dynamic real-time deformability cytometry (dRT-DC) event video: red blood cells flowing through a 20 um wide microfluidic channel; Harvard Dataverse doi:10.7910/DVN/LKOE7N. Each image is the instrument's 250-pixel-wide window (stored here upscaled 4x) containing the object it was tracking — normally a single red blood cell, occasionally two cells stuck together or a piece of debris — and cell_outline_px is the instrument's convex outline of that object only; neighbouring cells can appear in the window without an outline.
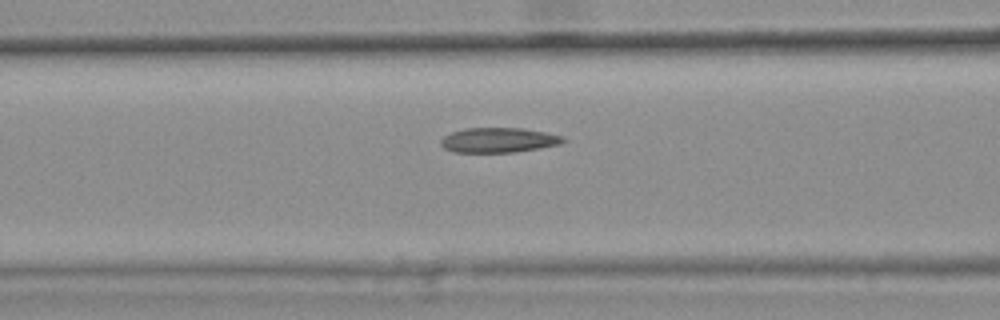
{"species": "common noctule bat (a hibernating species)", "species_latin": "Nyctalus noctula", "temperature_condition": "warm", "stored_images_in_passage": 50, "camera_frame_rate_fps": 3000, "um_per_image_px": 0.085, "animal": {"sex": "female", "body_mass_g": 25.1}, "frame": {"image": 1, "passage_image": 22, "time_ms": 7.0, "image_size_px": [1000, 320], "cell_outline_px": [[568, 140], [560, 144], [540, 148], [512, 152], [452, 152], [444, 148], [440, 144], [440, 140], [444, 136], [452, 132], [464, 128], [524, 128], [564, 136]], "centroid_in_image_um": [42.39, 11.9], "position_along_channel_um": 124.2, "area_um2": 17.8}, "authors_computed_cell_mechanics": {"area_um2": 17.918, "velocity_mm_per_s": 3.7088, "shape_relaxation_time_tau1_ms": null, "shape_relaxation_time_tau2_ms": 3.3386, "deformation_change_tau1": null, "deformation_change_tau2": 0.0883}}